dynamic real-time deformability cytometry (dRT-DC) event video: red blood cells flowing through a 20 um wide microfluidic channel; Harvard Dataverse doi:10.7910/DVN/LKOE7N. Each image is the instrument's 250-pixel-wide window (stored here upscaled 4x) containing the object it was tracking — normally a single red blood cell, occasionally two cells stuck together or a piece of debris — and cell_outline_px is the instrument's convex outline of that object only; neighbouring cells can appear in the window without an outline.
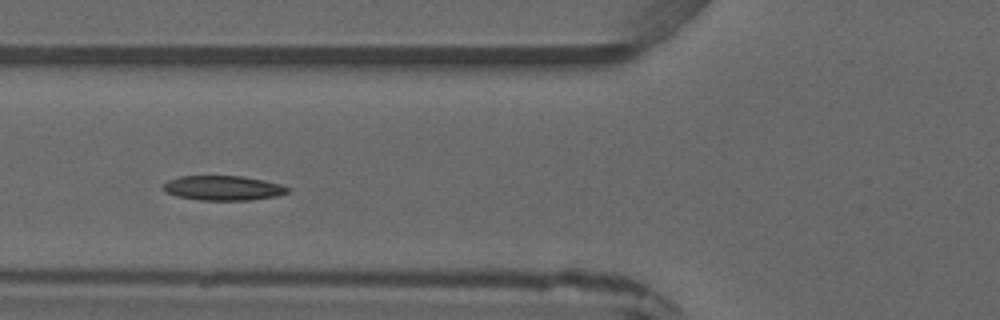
{"species": "common noctule bat (a hibernating species)", "species_latin": "Nyctalus noctula", "temperature_condition": "warm", "stored_images_in_passage": 4, "camera_frame_rate_fps": 3000, "um_per_image_px": 0.085, "animal": {"sex": "male", "forearm_length_mm": 52.5}, "frame": {"image": 1, "passage_image": 4, "time_ms": 3.333, "image_size_px": [1000, 320], "cell_outline_px": [[292, 188], [288, 192], [276, 196], [252, 200], [200, 200], [176, 196], [164, 192], [164, 184], [168, 180], [180, 176], [244, 176], [264, 180], [280, 184]], "centroid_in_image_um": [18.98, 15.98], "position_along_channel_um": 106.8, "area_um2": 17.98}}